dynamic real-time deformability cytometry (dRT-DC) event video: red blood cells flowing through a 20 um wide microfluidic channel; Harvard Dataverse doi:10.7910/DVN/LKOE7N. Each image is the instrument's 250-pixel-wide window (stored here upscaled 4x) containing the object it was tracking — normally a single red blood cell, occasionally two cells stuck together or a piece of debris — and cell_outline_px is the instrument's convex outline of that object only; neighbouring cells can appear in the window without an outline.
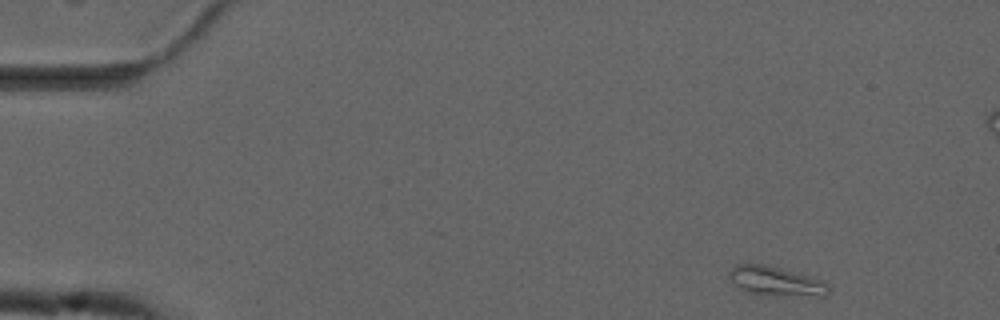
{"species": "common noctule bat (a hibernating species)", "species_latin": "Nyctalus noctula", "temperature_condition": "cold", "stored_images_in_passage": 51, "segment_of_instrument_passage": [1, 2], "camera_frame_rate_fps": 3000, "um_per_image_px": 0.085, "animal": {"sex": "male", "forearm_length_mm": 52.5}, "frame": {"image": 1, "passage_image": 1, "time_ms": 0.0, "image_size_px": [1000, 320], "cell_outline_px": [[828, 292], [824, 296], [820, 296], [748, 292], [736, 288], [728, 276], [728, 272], [736, 264], [764, 264], [812, 276], [824, 280], [828, 284]], "centroid_in_image_um": [65.92, 23.87], "position_along_channel_um": 19.1, "area_um2": 16.65}}
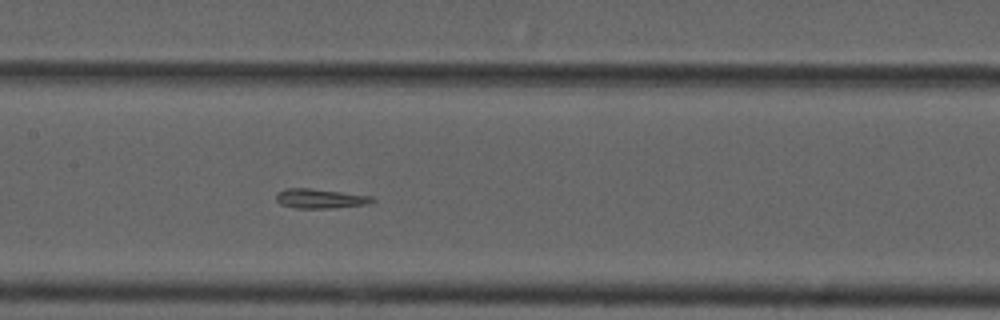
{"frame": {"image": 2, "passage_image": 22, "time_ms": 7.0, "image_size_px": [1000, 320], "cell_outline_px": [[376, 200], [368, 204], [332, 208], [296, 208], [280, 204], [276, 200], [276, 196], [284, 188], [308, 188], [372, 196]], "centroid_in_image_um": [27.22, 16.88], "position_along_channel_um": 180.2, "area_um2": 10.81}}
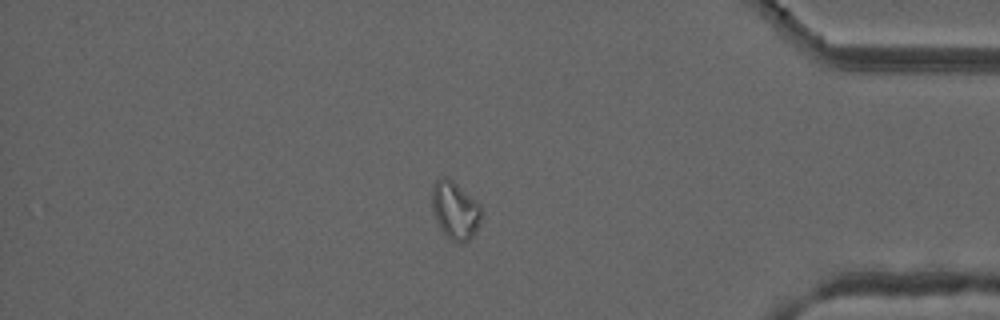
{"frame": {"image": 3, "passage_image": 42, "time_ms": 13.667, "image_size_px": [1000, 320], "cell_outline_px": [[480, 220], [472, 236], [468, 240], [452, 240], [440, 228], [436, 220], [432, 208], [432, 184], [436, 180], [452, 180], [480, 208]], "centroid_in_image_um": [38.63, 17.88], "position_along_channel_um": 396.6, "area_um2": 15.43}}